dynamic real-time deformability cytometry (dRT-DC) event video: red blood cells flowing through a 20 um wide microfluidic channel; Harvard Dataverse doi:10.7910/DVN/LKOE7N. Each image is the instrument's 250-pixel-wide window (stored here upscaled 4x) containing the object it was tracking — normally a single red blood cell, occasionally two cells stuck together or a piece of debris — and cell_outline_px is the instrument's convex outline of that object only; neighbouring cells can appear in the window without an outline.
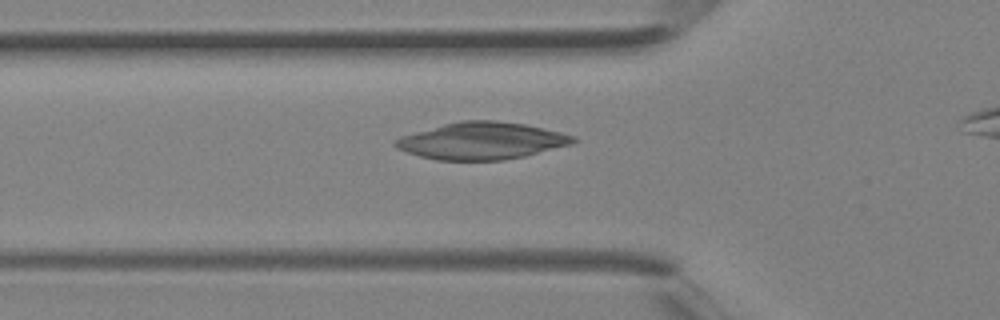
{"species": "Egyptian fruit bat (a non-hibernating species)", "species_latin": "Rousettus aegyptiacus", "temperature_condition": "room temperature", "stored_images_in_passage": 30, "camera_frame_rate_fps": 3000, "um_per_image_px": 0.085, "animal": {"sex": "female"}, "frame": {"image": 1, "passage_image": 9, "time_ms": 2.667, "image_size_px": [1000, 320], "cell_outline_px": [[580, 140], [572, 144], [524, 156], [504, 160], [436, 160], [420, 156], [396, 148], [392, 144], [392, 140], [400, 136], [444, 124], [460, 120], [496, 120], [524, 124], [560, 132], [576, 136]], "centroid_in_image_um": [40.94, 11.97], "position_along_channel_um": 84.9, "area_um2": 38.44}}
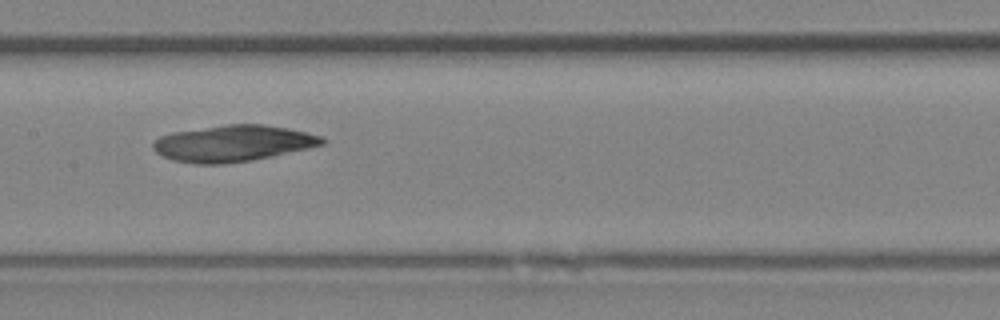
{"frame": {"image": 2, "passage_image": 15, "time_ms": 4.667, "image_size_px": [1000, 320], "cell_outline_px": [[328, 140], [324, 144], [308, 148], [272, 156], [252, 160], [224, 164], [196, 164], [172, 160], [156, 152], [152, 148], [152, 144], [160, 136], [172, 132], [224, 124], [264, 124], [288, 128], [324, 136]], "centroid_in_image_um": [19.82, 12.18], "position_along_channel_um": 187.6, "area_um2": 35.95}}
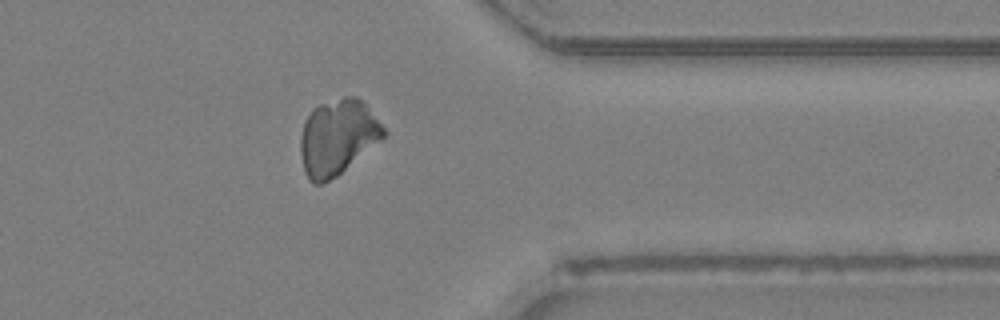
{"frame": {"image": 3, "passage_image": 27, "time_ms": 8.667, "image_size_px": [1000, 320], "cell_outline_px": [[388, 132], [380, 140], [336, 176], [320, 184], [312, 184], [308, 180], [304, 172], [300, 152], [300, 136], [304, 124], [312, 108], [320, 104], [344, 96], [356, 96], [364, 104]], "centroid_in_image_um": [28.65, 11.67], "position_along_channel_um": 382.7, "area_um2": 36.07}}